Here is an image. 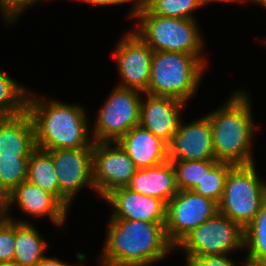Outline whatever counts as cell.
I'll return each mask as SVG.
<instances>
[{
	"label": "cell",
	"instance_id": "cell-19",
	"mask_svg": "<svg viewBox=\"0 0 266 266\" xmlns=\"http://www.w3.org/2000/svg\"><path fill=\"white\" fill-rule=\"evenodd\" d=\"M126 187L166 204L179 192L174 168L169 160L154 167L137 169Z\"/></svg>",
	"mask_w": 266,
	"mask_h": 266
},
{
	"label": "cell",
	"instance_id": "cell-35",
	"mask_svg": "<svg viewBox=\"0 0 266 266\" xmlns=\"http://www.w3.org/2000/svg\"><path fill=\"white\" fill-rule=\"evenodd\" d=\"M248 2H252L254 4H258L260 6H264L266 9V0H248Z\"/></svg>",
	"mask_w": 266,
	"mask_h": 266
},
{
	"label": "cell",
	"instance_id": "cell-37",
	"mask_svg": "<svg viewBox=\"0 0 266 266\" xmlns=\"http://www.w3.org/2000/svg\"><path fill=\"white\" fill-rule=\"evenodd\" d=\"M0 266H12V265H8V264H0Z\"/></svg>",
	"mask_w": 266,
	"mask_h": 266
},
{
	"label": "cell",
	"instance_id": "cell-26",
	"mask_svg": "<svg viewBox=\"0 0 266 266\" xmlns=\"http://www.w3.org/2000/svg\"><path fill=\"white\" fill-rule=\"evenodd\" d=\"M233 166L226 162H219L211 171H205L201 182L192 191L219 204L223 196L226 177Z\"/></svg>",
	"mask_w": 266,
	"mask_h": 266
},
{
	"label": "cell",
	"instance_id": "cell-17",
	"mask_svg": "<svg viewBox=\"0 0 266 266\" xmlns=\"http://www.w3.org/2000/svg\"><path fill=\"white\" fill-rule=\"evenodd\" d=\"M117 143L137 169L154 167L168 161V143L142 126L130 129Z\"/></svg>",
	"mask_w": 266,
	"mask_h": 266
},
{
	"label": "cell",
	"instance_id": "cell-11",
	"mask_svg": "<svg viewBox=\"0 0 266 266\" xmlns=\"http://www.w3.org/2000/svg\"><path fill=\"white\" fill-rule=\"evenodd\" d=\"M94 191L102 198L126 187L137 168L117 142H94L92 154Z\"/></svg>",
	"mask_w": 266,
	"mask_h": 266
},
{
	"label": "cell",
	"instance_id": "cell-8",
	"mask_svg": "<svg viewBox=\"0 0 266 266\" xmlns=\"http://www.w3.org/2000/svg\"><path fill=\"white\" fill-rule=\"evenodd\" d=\"M142 92L116 86L101 106L91 128L94 142H117L140 124Z\"/></svg>",
	"mask_w": 266,
	"mask_h": 266
},
{
	"label": "cell",
	"instance_id": "cell-22",
	"mask_svg": "<svg viewBox=\"0 0 266 266\" xmlns=\"http://www.w3.org/2000/svg\"><path fill=\"white\" fill-rule=\"evenodd\" d=\"M245 261L266 265V200L254 220L244 228Z\"/></svg>",
	"mask_w": 266,
	"mask_h": 266
},
{
	"label": "cell",
	"instance_id": "cell-23",
	"mask_svg": "<svg viewBox=\"0 0 266 266\" xmlns=\"http://www.w3.org/2000/svg\"><path fill=\"white\" fill-rule=\"evenodd\" d=\"M24 87L0 70V117L16 116L27 111L30 90Z\"/></svg>",
	"mask_w": 266,
	"mask_h": 266
},
{
	"label": "cell",
	"instance_id": "cell-7",
	"mask_svg": "<svg viewBox=\"0 0 266 266\" xmlns=\"http://www.w3.org/2000/svg\"><path fill=\"white\" fill-rule=\"evenodd\" d=\"M186 257L229 255L245 248L244 228L220 212L188 233L176 246Z\"/></svg>",
	"mask_w": 266,
	"mask_h": 266
},
{
	"label": "cell",
	"instance_id": "cell-30",
	"mask_svg": "<svg viewBox=\"0 0 266 266\" xmlns=\"http://www.w3.org/2000/svg\"><path fill=\"white\" fill-rule=\"evenodd\" d=\"M229 255H212L185 258V266H236ZM242 266V264L240 265Z\"/></svg>",
	"mask_w": 266,
	"mask_h": 266
},
{
	"label": "cell",
	"instance_id": "cell-34",
	"mask_svg": "<svg viewBox=\"0 0 266 266\" xmlns=\"http://www.w3.org/2000/svg\"><path fill=\"white\" fill-rule=\"evenodd\" d=\"M201 2H202V4H203V6L204 5H207V4H210V3H214V2H219V3H243L244 4V2H248V0H201Z\"/></svg>",
	"mask_w": 266,
	"mask_h": 266
},
{
	"label": "cell",
	"instance_id": "cell-28",
	"mask_svg": "<svg viewBox=\"0 0 266 266\" xmlns=\"http://www.w3.org/2000/svg\"><path fill=\"white\" fill-rule=\"evenodd\" d=\"M15 253V221L0 219V264L13 266Z\"/></svg>",
	"mask_w": 266,
	"mask_h": 266
},
{
	"label": "cell",
	"instance_id": "cell-3",
	"mask_svg": "<svg viewBox=\"0 0 266 266\" xmlns=\"http://www.w3.org/2000/svg\"><path fill=\"white\" fill-rule=\"evenodd\" d=\"M231 93L223 106L206 114L211 123L215 159L234 166L250 165L255 163L252 144L257 127L250 94L243 89Z\"/></svg>",
	"mask_w": 266,
	"mask_h": 266
},
{
	"label": "cell",
	"instance_id": "cell-18",
	"mask_svg": "<svg viewBox=\"0 0 266 266\" xmlns=\"http://www.w3.org/2000/svg\"><path fill=\"white\" fill-rule=\"evenodd\" d=\"M35 148V129L28 111L0 117L1 156H30Z\"/></svg>",
	"mask_w": 266,
	"mask_h": 266
},
{
	"label": "cell",
	"instance_id": "cell-33",
	"mask_svg": "<svg viewBox=\"0 0 266 266\" xmlns=\"http://www.w3.org/2000/svg\"><path fill=\"white\" fill-rule=\"evenodd\" d=\"M37 266H74L69 263L64 262L63 260L61 261L57 257H48L44 256L42 260L37 264Z\"/></svg>",
	"mask_w": 266,
	"mask_h": 266
},
{
	"label": "cell",
	"instance_id": "cell-6",
	"mask_svg": "<svg viewBox=\"0 0 266 266\" xmlns=\"http://www.w3.org/2000/svg\"><path fill=\"white\" fill-rule=\"evenodd\" d=\"M266 200V181L260 178L256 163L235 165L225 180L218 212L240 224L248 226Z\"/></svg>",
	"mask_w": 266,
	"mask_h": 266
},
{
	"label": "cell",
	"instance_id": "cell-32",
	"mask_svg": "<svg viewBox=\"0 0 266 266\" xmlns=\"http://www.w3.org/2000/svg\"><path fill=\"white\" fill-rule=\"evenodd\" d=\"M10 192L0 182V219L10 218L11 196Z\"/></svg>",
	"mask_w": 266,
	"mask_h": 266
},
{
	"label": "cell",
	"instance_id": "cell-27",
	"mask_svg": "<svg viewBox=\"0 0 266 266\" xmlns=\"http://www.w3.org/2000/svg\"><path fill=\"white\" fill-rule=\"evenodd\" d=\"M29 158L0 155V182L10 193L27 180Z\"/></svg>",
	"mask_w": 266,
	"mask_h": 266
},
{
	"label": "cell",
	"instance_id": "cell-10",
	"mask_svg": "<svg viewBox=\"0 0 266 266\" xmlns=\"http://www.w3.org/2000/svg\"><path fill=\"white\" fill-rule=\"evenodd\" d=\"M55 166L59 184V201L69 210L74 197L83 187L94 191L93 148L56 149L48 151Z\"/></svg>",
	"mask_w": 266,
	"mask_h": 266
},
{
	"label": "cell",
	"instance_id": "cell-36",
	"mask_svg": "<svg viewBox=\"0 0 266 266\" xmlns=\"http://www.w3.org/2000/svg\"><path fill=\"white\" fill-rule=\"evenodd\" d=\"M242 266H266V265H264V264H252V263H249L247 261H244Z\"/></svg>",
	"mask_w": 266,
	"mask_h": 266
},
{
	"label": "cell",
	"instance_id": "cell-5",
	"mask_svg": "<svg viewBox=\"0 0 266 266\" xmlns=\"http://www.w3.org/2000/svg\"><path fill=\"white\" fill-rule=\"evenodd\" d=\"M207 66L195 55L153 51L150 82L145 93L187 102L194 97Z\"/></svg>",
	"mask_w": 266,
	"mask_h": 266
},
{
	"label": "cell",
	"instance_id": "cell-25",
	"mask_svg": "<svg viewBox=\"0 0 266 266\" xmlns=\"http://www.w3.org/2000/svg\"><path fill=\"white\" fill-rule=\"evenodd\" d=\"M153 14L162 17L193 19V11L203 6L201 0H140Z\"/></svg>",
	"mask_w": 266,
	"mask_h": 266
},
{
	"label": "cell",
	"instance_id": "cell-13",
	"mask_svg": "<svg viewBox=\"0 0 266 266\" xmlns=\"http://www.w3.org/2000/svg\"><path fill=\"white\" fill-rule=\"evenodd\" d=\"M168 143L169 161L216 160L212 142V128L207 115L182 123Z\"/></svg>",
	"mask_w": 266,
	"mask_h": 266
},
{
	"label": "cell",
	"instance_id": "cell-2",
	"mask_svg": "<svg viewBox=\"0 0 266 266\" xmlns=\"http://www.w3.org/2000/svg\"><path fill=\"white\" fill-rule=\"evenodd\" d=\"M35 94L29 92L27 111L34 124L36 147L46 151L93 148L89 116L83 106Z\"/></svg>",
	"mask_w": 266,
	"mask_h": 266
},
{
	"label": "cell",
	"instance_id": "cell-31",
	"mask_svg": "<svg viewBox=\"0 0 266 266\" xmlns=\"http://www.w3.org/2000/svg\"><path fill=\"white\" fill-rule=\"evenodd\" d=\"M79 2H83V3H87L90 5H94V6H108V5H121V4H127V3H131L132 8L131 10L128 12V16L129 18H133L135 15V11L137 9L139 0H77ZM133 2V3H132Z\"/></svg>",
	"mask_w": 266,
	"mask_h": 266
},
{
	"label": "cell",
	"instance_id": "cell-9",
	"mask_svg": "<svg viewBox=\"0 0 266 266\" xmlns=\"http://www.w3.org/2000/svg\"><path fill=\"white\" fill-rule=\"evenodd\" d=\"M218 213V204L192 190L179 191L166 209L165 233L175 247L188 233Z\"/></svg>",
	"mask_w": 266,
	"mask_h": 266
},
{
	"label": "cell",
	"instance_id": "cell-20",
	"mask_svg": "<svg viewBox=\"0 0 266 266\" xmlns=\"http://www.w3.org/2000/svg\"><path fill=\"white\" fill-rule=\"evenodd\" d=\"M15 221V253L13 266H37L47 254L48 243L42 234L27 220L13 219ZM45 253V254H44Z\"/></svg>",
	"mask_w": 266,
	"mask_h": 266
},
{
	"label": "cell",
	"instance_id": "cell-14",
	"mask_svg": "<svg viewBox=\"0 0 266 266\" xmlns=\"http://www.w3.org/2000/svg\"><path fill=\"white\" fill-rule=\"evenodd\" d=\"M116 219L166 223L167 204L157 198L142 195L128 187L112 190L104 198Z\"/></svg>",
	"mask_w": 266,
	"mask_h": 266
},
{
	"label": "cell",
	"instance_id": "cell-21",
	"mask_svg": "<svg viewBox=\"0 0 266 266\" xmlns=\"http://www.w3.org/2000/svg\"><path fill=\"white\" fill-rule=\"evenodd\" d=\"M27 180L59 200V184L51 154L36 147L30 155Z\"/></svg>",
	"mask_w": 266,
	"mask_h": 266
},
{
	"label": "cell",
	"instance_id": "cell-4",
	"mask_svg": "<svg viewBox=\"0 0 266 266\" xmlns=\"http://www.w3.org/2000/svg\"><path fill=\"white\" fill-rule=\"evenodd\" d=\"M134 18L139 23L132 31L153 51L195 55L208 67V61L203 54L205 40L196 20L158 16L151 13L140 1Z\"/></svg>",
	"mask_w": 266,
	"mask_h": 266
},
{
	"label": "cell",
	"instance_id": "cell-29",
	"mask_svg": "<svg viewBox=\"0 0 266 266\" xmlns=\"http://www.w3.org/2000/svg\"><path fill=\"white\" fill-rule=\"evenodd\" d=\"M43 0H0V13L1 18L4 20L5 25L14 24L18 17L28 7H32L34 4Z\"/></svg>",
	"mask_w": 266,
	"mask_h": 266
},
{
	"label": "cell",
	"instance_id": "cell-12",
	"mask_svg": "<svg viewBox=\"0 0 266 266\" xmlns=\"http://www.w3.org/2000/svg\"><path fill=\"white\" fill-rule=\"evenodd\" d=\"M113 54L120 77L116 86L145 93L150 82L153 50L135 32L128 31L117 42Z\"/></svg>",
	"mask_w": 266,
	"mask_h": 266
},
{
	"label": "cell",
	"instance_id": "cell-24",
	"mask_svg": "<svg viewBox=\"0 0 266 266\" xmlns=\"http://www.w3.org/2000/svg\"><path fill=\"white\" fill-rule=\"evenodd\" d=\"M179 191L192 190L219 162L216 160L171 161Z\"/></svg>",
	"mask_w": 266,
	"mask_h": 266
},
{
	"label": "cell",
	"instance_id": "cell-16",
	"mask_svg": "<svg viewBox=\"0 0 266 266\" xmlns=\"http://www.w3.org/2000/svg\"><path fill=\"white\" fill-rule=\"evenodd\" d=\"M11 208L18 205L23 214L34 218L46 217L56 226H63L68 209L52 194L33 185L28 180L22 182L10 194ZM14 204V205H13Z\"/></svg>",
	"mask_w": 266,
	"mask_h": 266
},
{
	"label": "cell",
	"instance_id": "cell-1",
	"mask_svg": "<svg viewBox=\"0 0 266 266\" xmlns=\"http://www.w3.org/2000/svg\"><path fill=\"white\" fill-rule=\"evenodd\" d=\"M105 230L101 266H151L175 250L165 223L110 218Z\"/></svg>",
	"mask_w": 266,
	"mask_h": 266
},
{
	"label": "cell",
	"instance_id": "cell-15",
	"mask_svg": "<svg viewBox=\"0 0 266 266\" xmlns=\"http://www.w3.org/2000/svg\"><path fill=\"white\" fill-rule=\"evenodd\" d=\"M141 98L139 125L169 143L177 131L186 103L173 97L147 93H143Z\"/></svg>",
	"mask_w": 266,
	"mask_h": 266
}]
</instances>
